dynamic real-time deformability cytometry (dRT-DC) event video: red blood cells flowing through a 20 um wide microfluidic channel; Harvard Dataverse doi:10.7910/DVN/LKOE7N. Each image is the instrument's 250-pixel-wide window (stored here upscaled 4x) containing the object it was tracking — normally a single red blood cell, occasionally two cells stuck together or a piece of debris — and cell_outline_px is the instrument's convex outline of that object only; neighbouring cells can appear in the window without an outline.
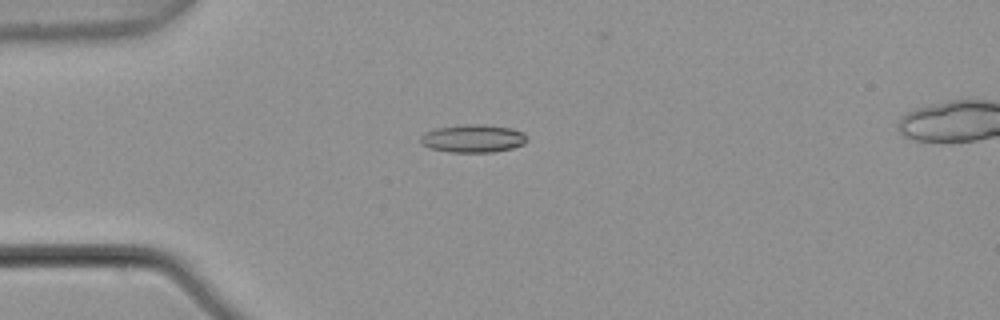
{"species": "common noctule bat (a hibernating species)", "species_latin": "Nyctalus noctula", "temperature_condition": "warm", "stored_images_in_passage": 5, "camera_frame_rate_fps": 3000, "um_per_image_px": 0.085, "animal": {"sex": "male", "body_mass_g": 21.5, "forearm_length_mm": 52.0}, "frame": {"image": 1, "passage_image": 4, "time_ms": 1.0, "image_size_px": [1000, 320], "cell_outline_px": [[528, 140], [524, 144], [512, 148], [492, 152], [448, 152], [428, 148], [420, 144], [420, 136], [424, 132], [436, 128], [464, 124], [484, 124], [508, 128], [524, 132], [528, 136]], "centroid_in_image_um": [40.18, 11.77], "position_along_channel_um": 44.8, "area_um2": 17.57}}